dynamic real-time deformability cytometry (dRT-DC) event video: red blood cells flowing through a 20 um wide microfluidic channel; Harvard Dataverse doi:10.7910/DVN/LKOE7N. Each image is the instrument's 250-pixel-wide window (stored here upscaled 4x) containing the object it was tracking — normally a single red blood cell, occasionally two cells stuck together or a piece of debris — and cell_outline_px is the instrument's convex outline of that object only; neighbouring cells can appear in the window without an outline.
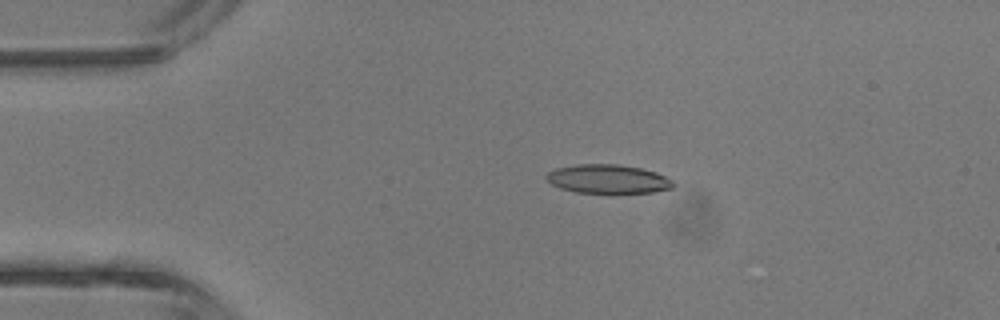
{"species": "common noctule bat (a hibernating species)", "species_latin": "Nyctalus noctula", "temperature_condition": "room temperature", "stored_images_in_passage": 3, "camera_frame_rate_fps": 3000, "um_per_image_px": 0.085, "animal": {"sex": "male", "body_mass_g": 13.3}, "frame": {"image": 1, "passage_image": 2, "time_ms": 2.0, "image_size_px": [1000, 320], "cell_outline_px": [[672, 188], [652, 192], [612, 196], [576, 192], [560, 188], [552, 184], [544, 176], [548, 172], [556, 168], [576, 164], [616, 164], [640, 168], [656, 172], [672, 180]], "centroid_in_image_um": [51.66, 15.26], "position_along_channel_um": 33.3, "area_um2": 22.08}}